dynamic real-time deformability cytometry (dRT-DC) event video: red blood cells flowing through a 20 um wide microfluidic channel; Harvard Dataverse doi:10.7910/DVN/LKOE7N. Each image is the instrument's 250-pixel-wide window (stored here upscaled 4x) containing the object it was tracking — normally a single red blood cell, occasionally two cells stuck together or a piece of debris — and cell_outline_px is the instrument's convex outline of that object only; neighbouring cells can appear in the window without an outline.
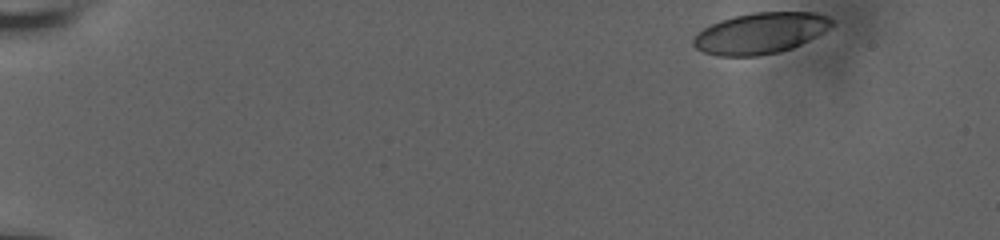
{"species": "human", "species_latin": "Homo sapiens", "temperature_condition": "room temperature", "stored_images_in_passage": 16, "camera_frame_rate_fps": 3000, "um_per_image_px": 0.085, "donor": {"sex": "male"}, "frame": {"image": 1, "passage_image": 1, "time_ms": 0.0, "image_size_px": [1000, 240], "cell_outline_px": [[832, 24], [828, 28], [808, 40], [792, 48], [780, 52], [760, 56], [716, 56], [704, 52], [696, 48], [692, 44], [692, 40], [696, 32], [720, 20], [752, 12], [816, 12], [828, 16], [832, 20]], "centroid_in_image_um": [64.59, 2.82], "position_along_channel_um": 20.4, "area_um2": 33.06}}
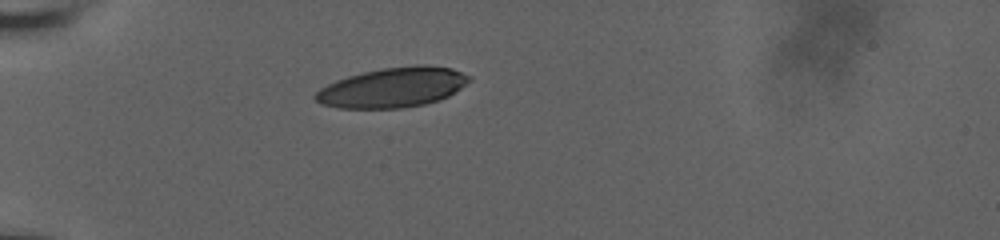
{"frame": {"image": 2, "passage_image": 13, "time_ms": 4.0, "image_size_px": [1000, 240], "cell_outline_px": [[472, 80], [448, 96], [424, 104], [400, 108], [336, 108], [320, 104], [312, 96], [320, 88], [336, 80], [348, 76], [364, 72], [384, 68], [416, 64], [428, 64], [452, 68], [468, 76]], "centroid_in_image_um": [33.36, 7.43], "position_along_channel_um": 51.6, "area_um2": 35.66}}